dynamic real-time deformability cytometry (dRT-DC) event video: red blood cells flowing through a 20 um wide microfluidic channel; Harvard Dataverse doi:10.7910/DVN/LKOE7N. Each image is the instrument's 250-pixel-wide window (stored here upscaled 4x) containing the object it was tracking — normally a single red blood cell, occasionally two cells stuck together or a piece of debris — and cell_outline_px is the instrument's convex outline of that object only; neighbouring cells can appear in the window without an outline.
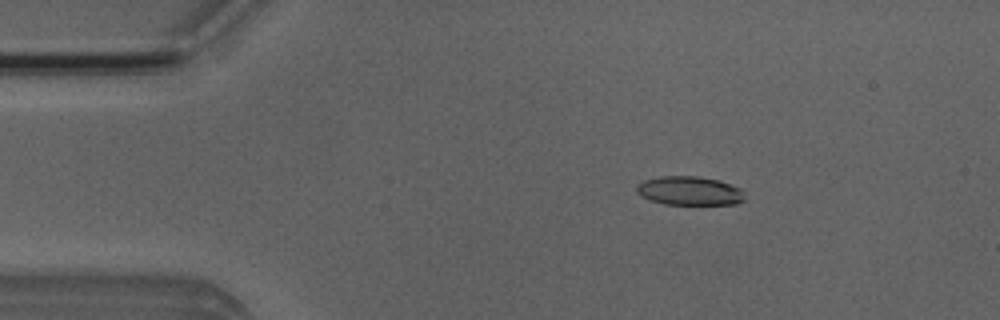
{"species": "Egyptian fruit bat (a non-hibernating species)", "species_latin": "Rousettus aegyptiacus", "temperature_condition": "room temperature", "stored_images_in_passage": 51, "camera_frame_rate_fps": 3000, "um_per_image_px": 0.085, "animal": {"sex": "male"}, "frame": {"image": 1, "passage_image": 8, "time_ms": 2.333, "image_size_px": [1000, 320], "cell_outline_px": [[744, 200], [736, 204], [664, 204], [648, 200], [640, 196], [636, 192], [636, 184], [644, 180], [660, 176], [700, 176], [720, 180], [740, 188], [744, 192]], "centroid_in_image_um": [58.58, 16.21], "position_along_channel_um": 26.4, "area_um2": 18.44}}
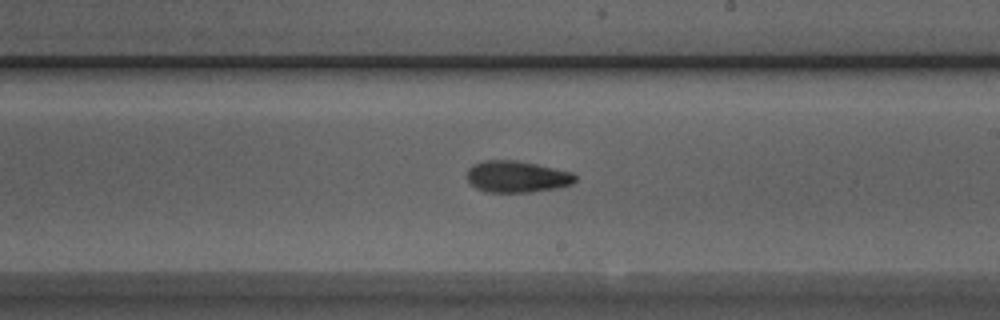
{"frame": {"image": 2, "passage_image": 29, "time_ms": 9.333, "image_size_px": [1000, 320], "cell_outline_px": [[576, 180], [572, 184], [556, 188], [532, 192], [484, 192], [476, 188], [464, 176], [468, 168], [472, 164], [484, 160], [516, 160], [536, 164], [572, 172], [576, 176]], "centroid_in_image_um": [43.89, 15.01], "position_along_channel_um": 245.1, "area_um2": 20.11}}
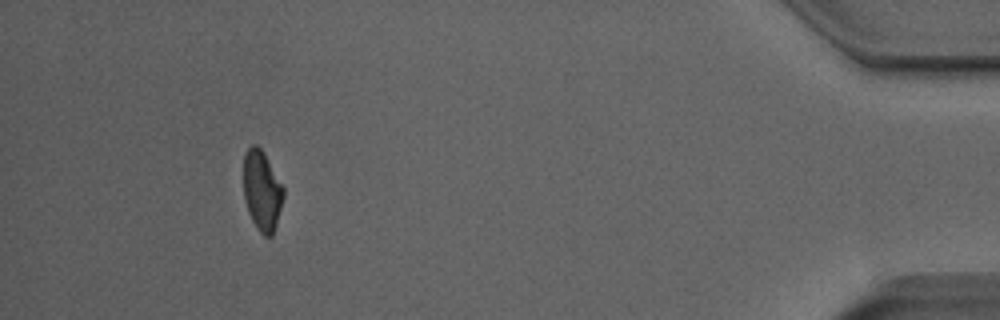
{"frame": {"image": 3, "passage_image": 47, "time_ms": 15.333, "image_size_px": [1000, 320], "cell_outline_px": [[284, 196], [276, 224], [272, 236], [264, 236], [256, 228], [248, 212], [244, 200], [244, 152], [252, 144], [256, 144], [264, 152], [284, 188]], "centroid_in_image_um": [22.26, 16.2], "position_along_channel_um": 412.9, "area_um2": 18.67}, "authors_computed_cell_mechanics": {"area_um2": 19.363, "velocity_mm_per_s": 3.9677, "shape_relaxation_time_tau1_ms": 9.7597, "shape_relaxation_time_tau2_ms": 3.3653, "deformation_change_tau1": 0.2218, "deformation_change_tau2": 0.0995}}